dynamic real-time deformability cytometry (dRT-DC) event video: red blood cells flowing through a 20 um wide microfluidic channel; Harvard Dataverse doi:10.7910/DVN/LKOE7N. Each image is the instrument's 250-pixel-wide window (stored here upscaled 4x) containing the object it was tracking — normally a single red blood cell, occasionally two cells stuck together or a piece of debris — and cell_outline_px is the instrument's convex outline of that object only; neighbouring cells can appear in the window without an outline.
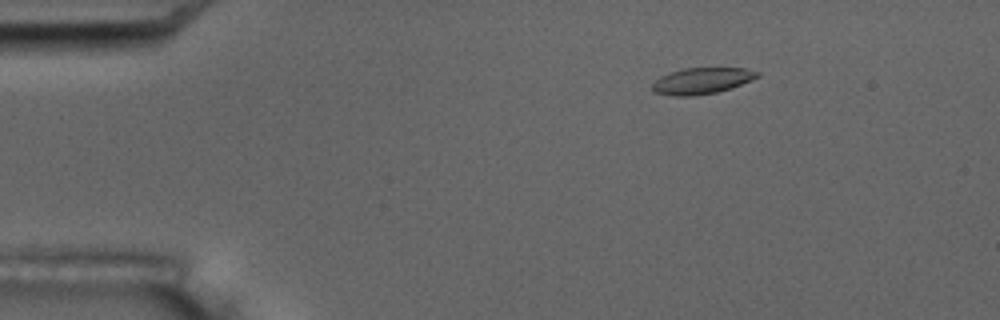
{"species": "common noctule bat (a hibernating species)", "species_latin": "Nyctalus noctula", "temperature_condition": "room temperature", "stored_images_in_passage": 9, "camera_frame_rate_fps": 3000, "um_per_image_px": 0.085, "animal": {"sex": "male", "body_mass_g": 17.5, "forearm_length_mm": 52.3}, "frame": {"image": 1, "passage_image": 3, "time_ms": 2.333, "image_size_px": [1000, 320], "cell_outline_px": [[760, 76], [752, 80], [732, 88], [716, 92], [692, 96], [672, 96], [652, 92], [652, 84], [660, 76], [684, 68], [744, 68], [760, 72]], "centroid_in_image_um": [59.66, 6.87], "position_along_channel_um": 25.3, "area_um2": 16.13}}
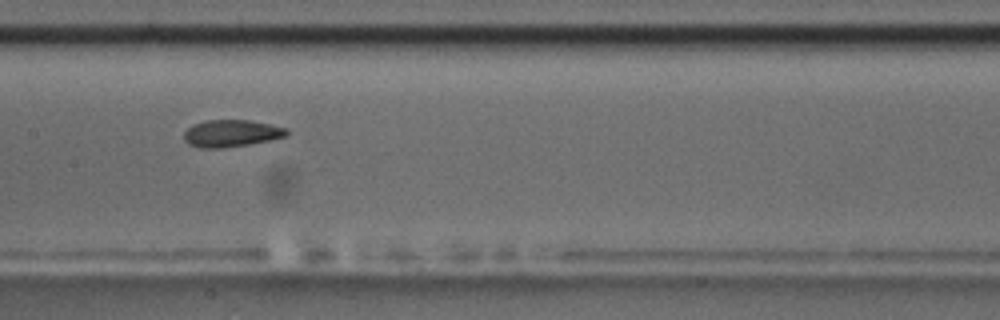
{"frame": {"image": 2, "passage_image": 8, "time_ms": 9.0, "image_size_px": [1000, 320], "cell_outline_px": [[288, 136], [272, 140], [224, 148], [200, 148], [188, 144], [184, 140], [184, 132], [192, 124], [204, 120], [248, 120], [288, 128]], "centroid_in_image_um": [19.65, 11.34], "position_along_channel_um": 187.7, "area_um2": 16.36}}